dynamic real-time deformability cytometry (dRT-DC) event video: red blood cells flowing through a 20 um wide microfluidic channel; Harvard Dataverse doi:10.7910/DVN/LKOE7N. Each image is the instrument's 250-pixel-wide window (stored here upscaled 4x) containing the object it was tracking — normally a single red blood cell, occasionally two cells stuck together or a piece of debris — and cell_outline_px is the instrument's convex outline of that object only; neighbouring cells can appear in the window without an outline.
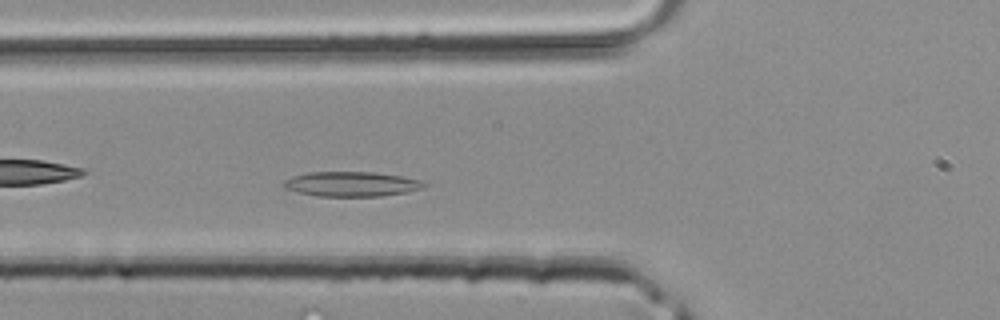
{"species": "common noctule bat (a hibernating species)", "species_latin": "Nyctalus noctula", "temperature_condition": "room temperature", "stored_images_in_passage": 30, "camera_frame_rate_fps": 3000, "um_per_image_px": 0.085, "animal": {"sex": "male", "body_mass_g": 20.4}, "frame": {"image": 1, "passage_image": 9, "time_ms": 2.667, "image_size_px": [1000, 320], "cell_outline_px": [[428, 184], [424, 188], [408, 192], [380, 196], [316, 196], [284, 188], [284, 180], [292, 176], [308, 172], [372, 172], [404, 176], [420, 180]], "centroid_in_image_um": [29.92, 15.64], "position_along_channel_um": 95.9, "area_um2": 20.35}}
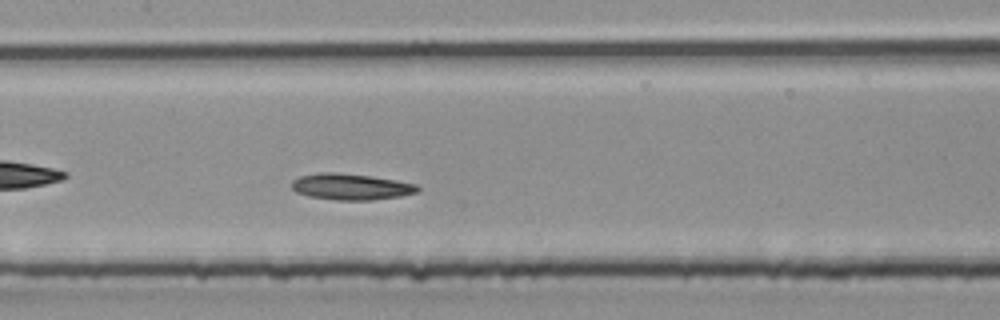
{"frame": {"image": 2, "passage_image": 14, "time_ms": 4.333, "image_size_px": [1000, 320], "cell_outline_px": [[420, 188], [416, 192], [400, 196], [372, 200], [336, 200], [308, 196], [296, 192], [292, 188], [292, 180], [300, 176], [320, 172], [332, 172], [368, 176], [396, 180], [416, 184]], "centroid_in_image_um": [29.8, 15.87], "position_along_channel_um": 177.6, "area_um2": 19.07}}
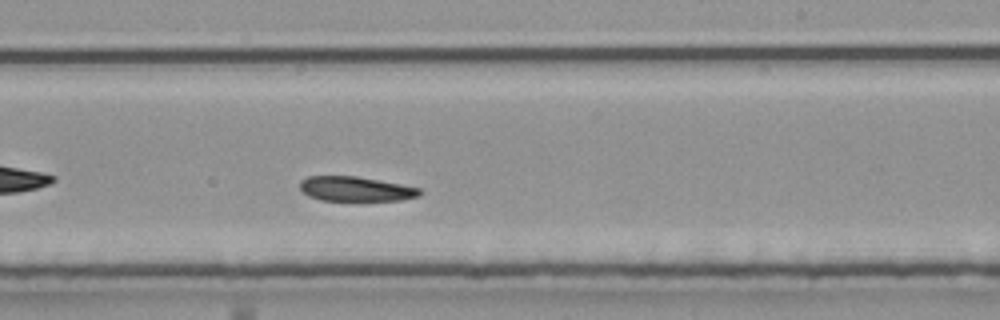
{"frame": {"image": 3, "passage_image": 19, "time_ms": 6.0, "image_size_px": [1000, 320], "cell_outline_px": [[420, 196], [400, 200], [320, 200], [308, 196], [300, 188], [300, 180], [308, 176], [356, 176], [400, 184], [420, 188]], "centroid_in_image_um": [30.2, 16.05], "position_along_channel_um": 258.8, "area_um2": 17.05}}